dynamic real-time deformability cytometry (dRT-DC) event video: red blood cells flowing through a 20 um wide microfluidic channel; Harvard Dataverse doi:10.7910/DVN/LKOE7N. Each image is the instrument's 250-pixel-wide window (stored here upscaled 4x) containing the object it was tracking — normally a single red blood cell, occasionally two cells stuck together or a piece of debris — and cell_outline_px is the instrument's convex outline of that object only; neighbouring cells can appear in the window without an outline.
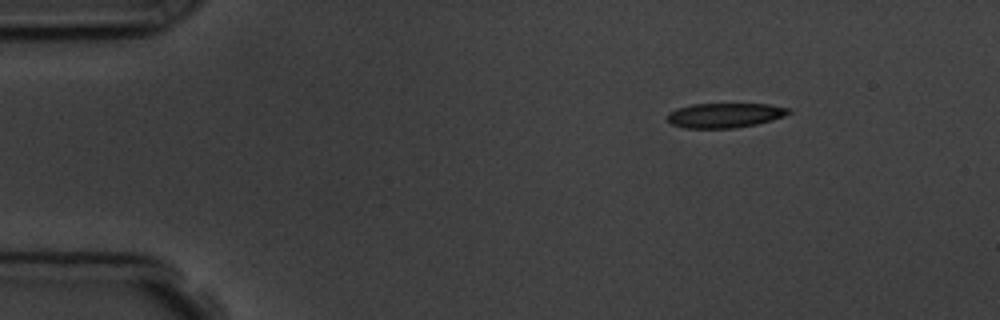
{"species": "common noctule bat (a hibernating species)", "species_latin": "Nyctalus noctula", "temperature_condition": "room temperature", "stored_images_in_passage": 8, "camera_frame_rate_fps": 3000, "um_per_image_px": 0.085, "animal": {"sex": "male", "body_mass_g": 19.5, "forearm_length_mm": 54.6}, "frame": {"image": 1, "passage_image": 1, "time_ms": 0.0, "image_size_px": [1000, 320], "cell_outline_px": [[792, 112], [784, 116], [772, 120], [756, 124], [732, 128], [688, 128], [672, 124], [668, 120], [668, 112], [676, 108], [692, 104], [768, 104], [788, 108]], "centroid_in_image_um": [61.61, 9.79], "position_along_channel_um": 23.4, "area_um2": 17.34}}
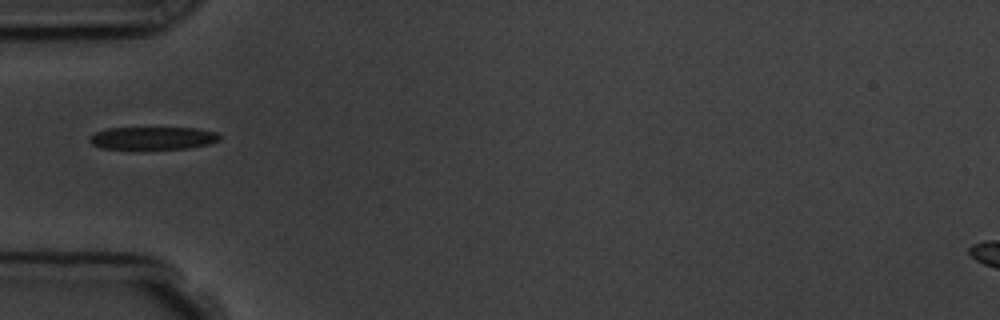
{"frame": {"image": 2, "passage_image": 4, "time_ms": 3.333, "image_size_px": [1000, 320], "cell_outline_px": [[220, 136], [216, 140], [208, 144], [188, 148], [100, 148], [92, 144], [88, 140], [88, 136], [104, 128], [196, 128], [216, 132]], "centroid_in_image_um": [12.92, 11.72], "position_along_channel_um": 72.1, "area_um2": 16.94}}
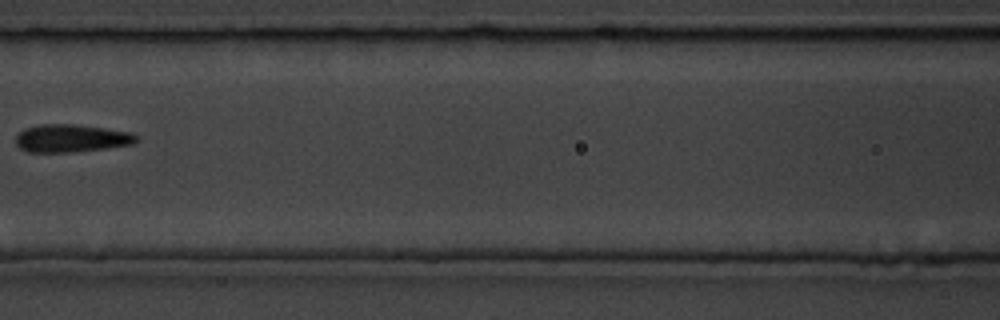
{"frame": {"image": 3, "passage_image": 6, "time_ms": 5.667, "image_size_px": [1000, 320], "cell_outline_px": [[140, 140], [132, 144], [108, 148], [68, 152], [28, 152], [20, 148], [16, 144], [16, 136], [24, 128], [40, 124], [72, 124], [104, 128], [132, 132], [140, 136]], "centroid_in_image_um": [6.09, 11.75], "position_along_channel_um": 160.5, "area_um2": 19.65}}